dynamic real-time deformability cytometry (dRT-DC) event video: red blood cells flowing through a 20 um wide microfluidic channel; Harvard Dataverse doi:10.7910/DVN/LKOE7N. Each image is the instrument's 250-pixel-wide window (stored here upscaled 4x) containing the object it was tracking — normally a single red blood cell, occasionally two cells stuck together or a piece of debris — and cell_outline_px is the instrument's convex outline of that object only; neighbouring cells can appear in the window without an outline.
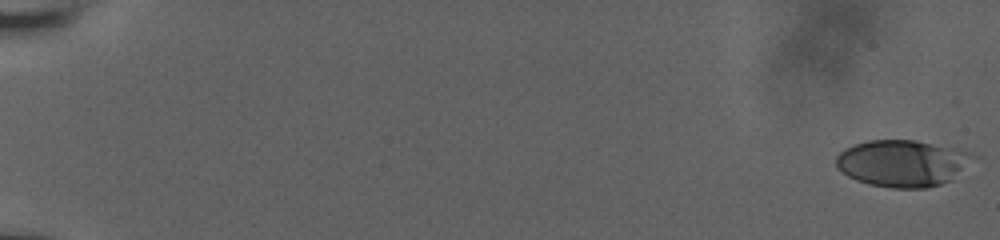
{"species": "human", "species_latin": "Homo sapiens", "temperature_condition": "room temperature", "stored_images_in_passage": 57, "camera_frame_rate_fps": 3000, "um_per_image_px": 0.085, "donor": {"sex": "male"}, "frame": {"image": 1, "passage_image": 1, "time_ms": 0.0, "image_size_px": [1000, 240], "cell_outline_px": [[980, 156], [952, 180], [928, 188], [892, 188], [868, 184], [856, 180], [848, 176], [836, 168], [836, 156], [844, 148], [868, 140], [916, 140], [952, 148], [968, 152]], "centroid_in_image_um": [76.73, 13.88], "position_along_channel_um": 8.3, "area_um2": 37.57}}
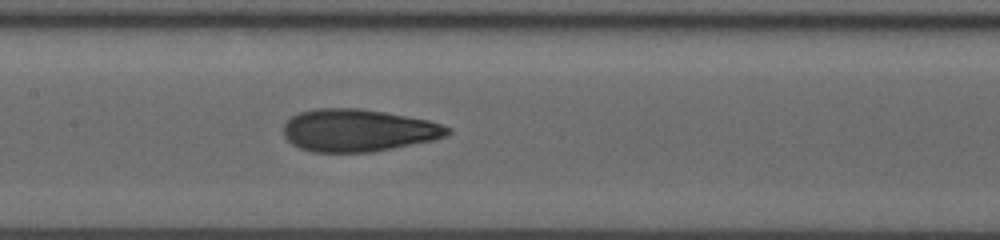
{"frame": {"image": 2, "passage_image": 31, "time_ms": 10.0, "image_size_px": [1000, 240], "cell_outline_px": [[452, 132], [444, 136], [432, 140], [372, 152], [312, 152], [300, 148], [292, 144], [284, 136], [284, 124], [292, 116], [300, 112], [316, 108], [356, 108], [384, 112], [428, 120], [452, 128]], "centroid_in_image_um": [30.42, 11.08], "position_along_channel_um": 177.0, "area_um2": 40.34}}
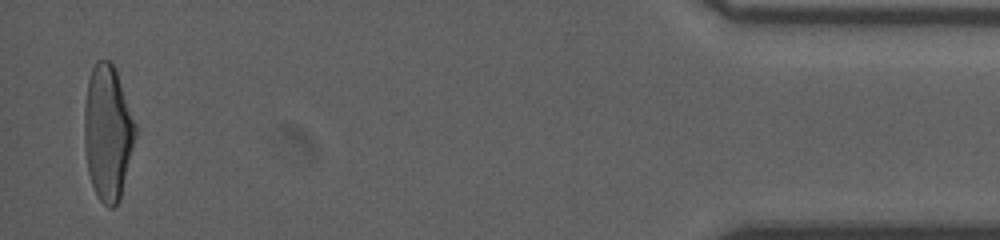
{"frame": {"image": 3, "passage_image": 56, "time_ms": 18.333, "image_size_px": [1000, 240], "cell_outline_px": [[136, 136], [120, 200], [112, 208], [108, 208], [96, 196], [88, 172], [84, 144], [84, 108], [88, 80], [92, 68], [96, 60], [108, 60], [116, 68], [136, 124]], "centroid_in_image_um": [9.16, 11.27], "position_along_channel_um": 426.0, "area_um2": 40.46}, "authors_computed_cell_mechanics": {"area_um2": 39.015, "velocity_mm_per_s": 3.8888, "shape_relaxation_time_tau1_ms": 8.4169, "shape_relaxation_time_tau2_ms": 1.399, "deformation_change_tau1": 0.2893, "deformation_change_tau2": 0.0956}}